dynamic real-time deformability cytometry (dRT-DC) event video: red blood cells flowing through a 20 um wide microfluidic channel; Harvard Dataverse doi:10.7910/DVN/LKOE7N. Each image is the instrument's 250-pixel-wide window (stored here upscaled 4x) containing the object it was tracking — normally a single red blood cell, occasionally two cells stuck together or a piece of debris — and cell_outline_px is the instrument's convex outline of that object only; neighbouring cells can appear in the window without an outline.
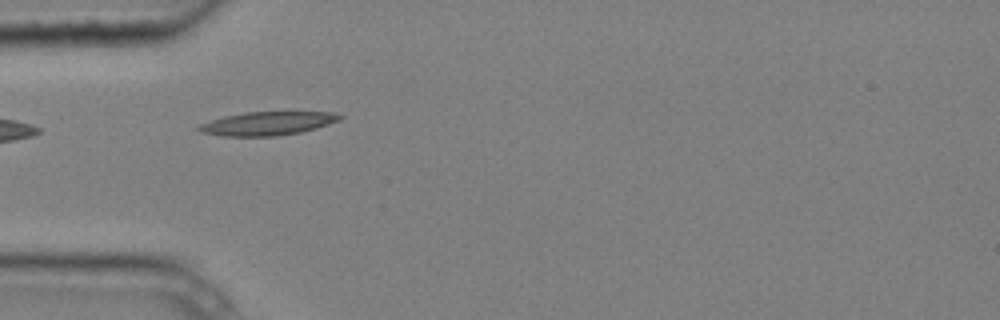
{"species": "common noctule bat (a hibernating species)", "species_latin": "Nyctalus noctula", "temperature_condition": "cold", "stored_images_in_passage": 3, "camera_frame_rate_fps": 3000, "um_per_image_px": 0.085, "animal": {"sex": "male", "body_mass_g": 20.4}, "frame": {"image": 1, "passage_image": 2, "time_ms": 0.333, "image_size_px": [1000, 320], "cell_outline_px": [[344, 116], [340, 120], [316, 128], [300, 132], [276, 136], [224, 136], [200, 132], [196, 128], [200, 124], [224, 116], [244, 112], [336, 112]], "centroid_in_image_um": [22.75, 10.49], "position_along_channel_um": 62.3, "area_um2": 19.31}}
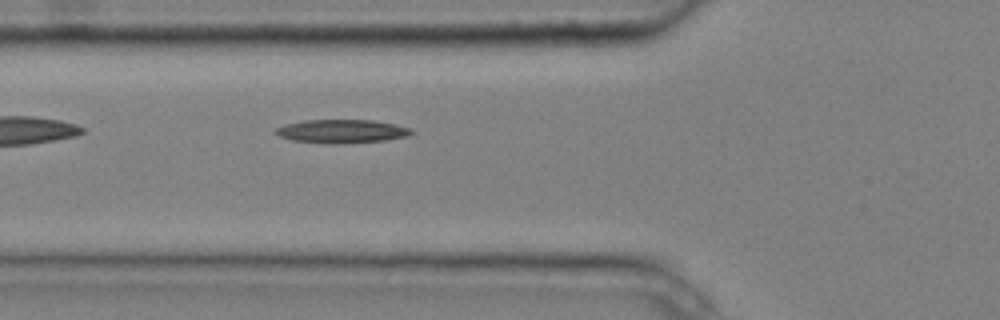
{"frame": {"image": 2, "passage_image": 3, "time_ms": 0.667, "image_size_px": [1000, 320], "cell_outline_px": [[416, 132], [408, 136], [384, 140], [336, 144], [324, 144], [292, 140], [280, 136], [272, 132], [276, 128], [288, 124], [304, 120], [372, 120], [412, 128]], "centroid_in_image_um": [29.05, 11.16], "position_along_channel_um": 96.7, "area_um2": 18.61}}